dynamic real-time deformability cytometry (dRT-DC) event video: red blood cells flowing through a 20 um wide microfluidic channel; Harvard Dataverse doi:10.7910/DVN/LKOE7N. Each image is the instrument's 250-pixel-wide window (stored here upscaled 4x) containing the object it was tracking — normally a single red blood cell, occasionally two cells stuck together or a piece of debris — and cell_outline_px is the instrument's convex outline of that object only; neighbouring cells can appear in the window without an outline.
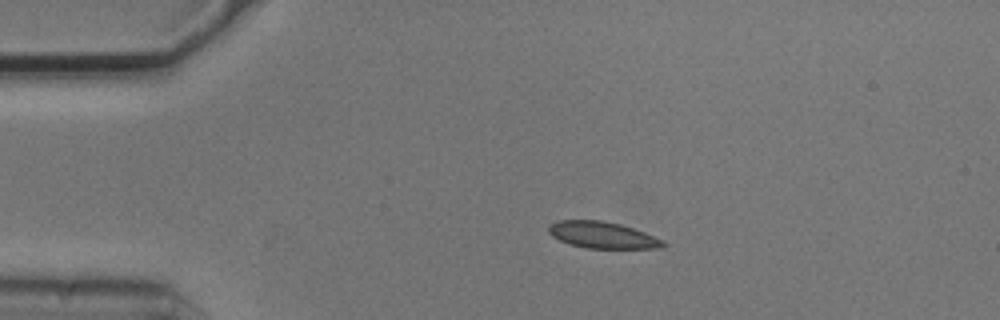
{"species": "common noctule bat (a hibernating species)", "species_latin": "Nyctalus noctula", "temperature_condition": "cold", "stored_images_in_passage": 2, "camera_frame_rate_fps": 3000, "um_per_image_px": 0.085, "animal": {"sex": "male", "body_mass_g": 20.5, "forearm_length_mm": 52.5}, "frame": {"image": 1, "passage_image": 1, "time_ms": 0.0, "image_size_px": [1000, 320], "cell_outline_px": [[668, 244], [664, 248], [588, 248], [572, 244], [560, 240], [552, 236], [548, 232], [548, 224], [560, 220], [600, 220], [620, 224], [644, 232], [664, 240]], "centroid_in_image_um": [51.23, 19.97], "position_along_channel_um": 33.8, "area_um2": 17.69}}